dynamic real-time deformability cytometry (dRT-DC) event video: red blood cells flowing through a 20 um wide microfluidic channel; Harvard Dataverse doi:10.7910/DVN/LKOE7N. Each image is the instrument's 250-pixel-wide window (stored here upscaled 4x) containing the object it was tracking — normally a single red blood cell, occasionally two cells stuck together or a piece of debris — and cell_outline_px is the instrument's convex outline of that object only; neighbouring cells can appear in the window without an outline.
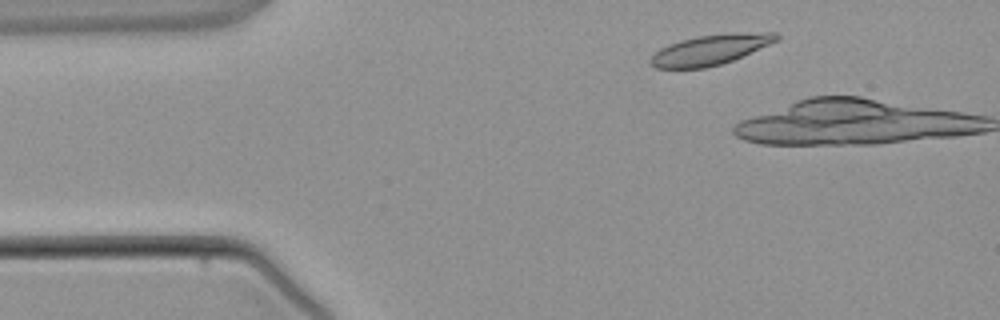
{"species": "common noctule bat (a hibernating species)", "species_latin": "Nyctalus noctula", "temperature_condition": "warm", "stored_images_in_passage": 4, "camera_frame_rate_fps": 3000, "um_per_image_px": 0.085, "animal": {"sex": "male", "body_mass_g": 21.5, "forearm_length_mm": 52.0}, "frame": {"image": 1, "passage_image": 1, "time_ms": 0.0, "image_size_px": [1000, 320], "cell_outline_px": [[780, 36], [776, 40], [768, 44], [732, 60], [720, 64], [704, 68], [656, 68], [648, 60], [660, 48], [668, 44], [680, 40], [700, 36], [764, 32], [776, 32]], "centroid_in_image_um": [60.31, 4.24], "position_along_channel_um": 24.7, "area_um2": 21.39}}